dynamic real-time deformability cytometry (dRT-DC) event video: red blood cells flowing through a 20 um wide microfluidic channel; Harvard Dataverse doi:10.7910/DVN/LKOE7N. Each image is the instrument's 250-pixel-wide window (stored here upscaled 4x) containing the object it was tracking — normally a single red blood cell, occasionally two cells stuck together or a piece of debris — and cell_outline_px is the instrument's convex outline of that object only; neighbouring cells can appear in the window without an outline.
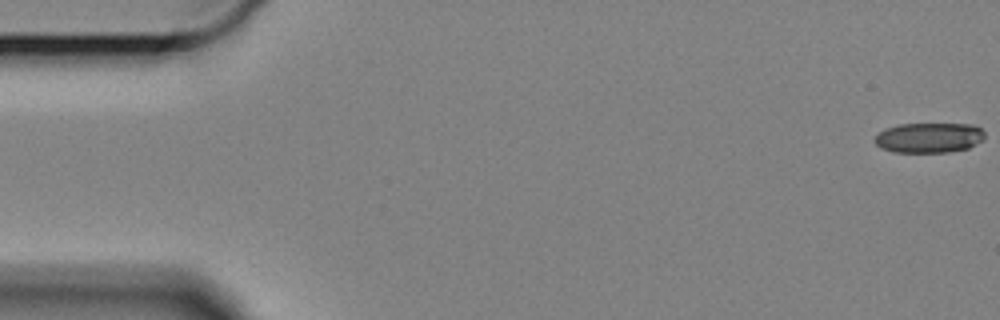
{"species": "Egyptian fruit bat (a non-hibernating species)", "species_latin": "Rousettus aegyptiacus", "temperature_condition": "cold", "stored_images_in_passage": 10, "camera_frame_rate_fps": 3000, "um_per_image_px": 0.085, "animal": {"sex": "female"}, "frame": {"image": 1, "passage_image": 1, "time_ms": 0.0, "image_size_px": [1000, 320], "cell_outline_px": [[984, 140], [968, 148], [948, 152], [892, 152], [880, 148], [872, 140], [884, 128], [896, 124], [972, 124], [980, 128], [984, 132]], "centroid_in_image_um": [78.94, 11.7], "position_along_channel_um": 6.1, "area_um2": 19.48}}